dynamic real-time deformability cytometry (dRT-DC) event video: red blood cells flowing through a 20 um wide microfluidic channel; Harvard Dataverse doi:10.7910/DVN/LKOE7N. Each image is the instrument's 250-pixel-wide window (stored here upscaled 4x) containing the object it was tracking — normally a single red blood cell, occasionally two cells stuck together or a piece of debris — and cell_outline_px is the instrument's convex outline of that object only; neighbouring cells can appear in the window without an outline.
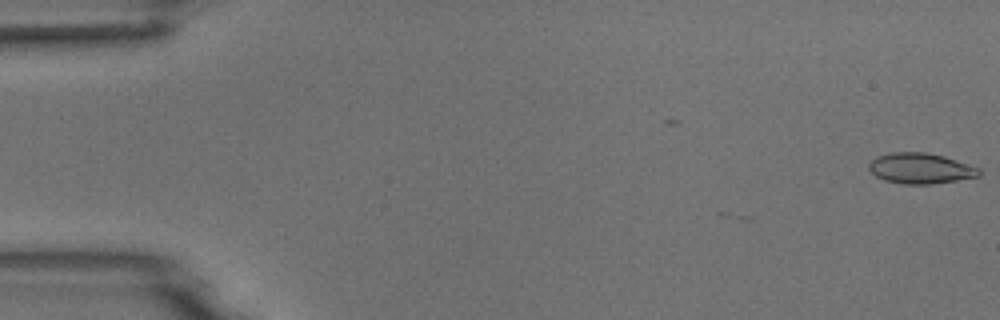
{"species": "common noctule bat (a hibernating species)", "species_latin": "Nyctalus noctula", "temperature_condition": "room temperature", "stored_images_in_passage": 11, "camera_frame_rate_fps": 3000, "um_per_image_px": 0.085, "animal": {"sex": "male", "body_mass_g": 18.8}, "frame": {"image": 1, "passage_image": 1, "time_ms": 0.0, "image_size_px": [1000, 320], "cell_outline_px": [[980, 176], [932, 184], [904, 184], [884, 180], [876, 176], [868, 168], [868, 164], [876, 156], [892, 152], [924, 152], [944, 156], [980, 168]], "centroid_in_image_um": [78.23, 14.31], "position_along_channel_um": 6.8, "area_um2": 19.59}}
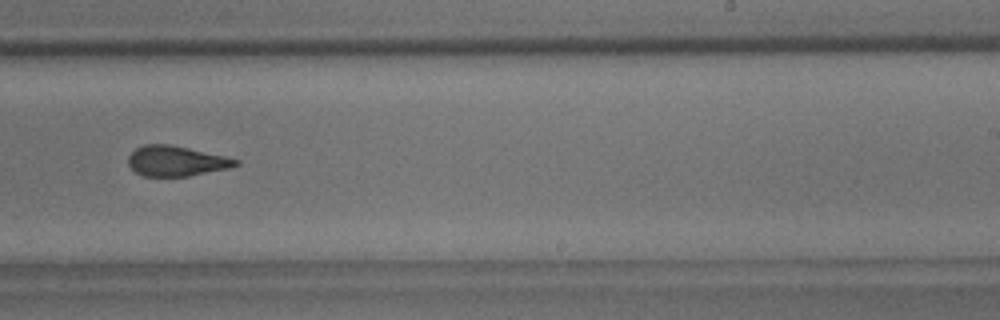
{"frame": {"image": 2, "passage_image": 10, "time_ms": 11.0, "image_size_px": [1000, 320], "cell_outline_px": [[240, 164], [232, 168], [188, 176], [144, 176], [136, 172], [128, 164], [128, 156], [136, 148], [144, 144], [168, 144], [188, 148], [224, 156], [240, 160]], "centroid_in_image_um": [15.0, 13.69], "position_along_channel_um": 274.0, "area_um2": 18.9}}
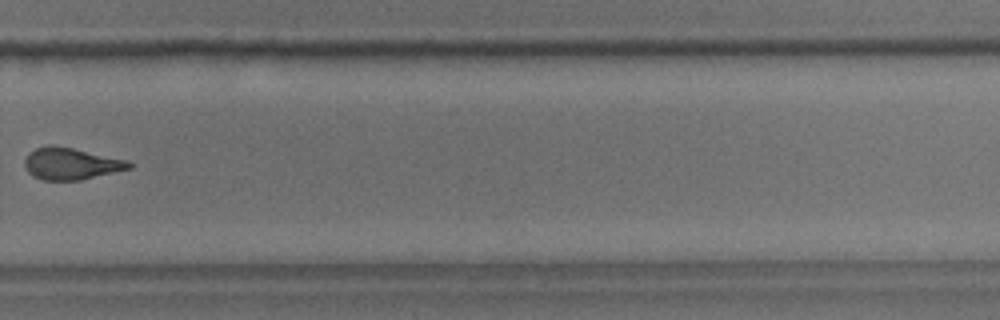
{"frame": {"image": 3, "passage_image": 11, "time_ms": 12.333, "image_size_px": [1000, 320], "cell_outline_px": [[132, 168], [80, 180], [40, 180], [32, 176], [24, 168], [24, 160], [28, 152], [36, 148], [48, 144], [52, 144], [72, 148], [128, 160], [132, 164]], "centroid_in_image_um": [5.98, 13.91], "position_along_channel_um": 323.8, "area_um2": 19.54}}